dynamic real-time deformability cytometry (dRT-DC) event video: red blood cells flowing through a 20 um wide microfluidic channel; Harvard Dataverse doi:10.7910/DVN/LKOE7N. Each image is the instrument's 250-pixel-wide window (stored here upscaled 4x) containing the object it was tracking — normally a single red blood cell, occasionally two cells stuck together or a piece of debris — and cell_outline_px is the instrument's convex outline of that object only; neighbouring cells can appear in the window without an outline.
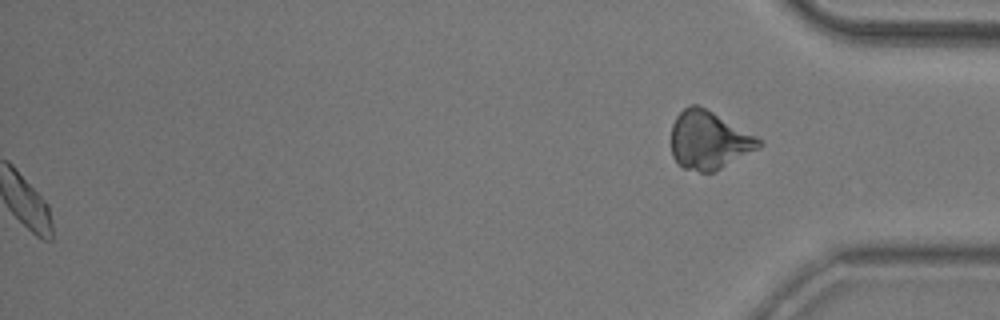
{"species": "common noctule bat (a hibernating species)", "species_latin": "Nyctalus noctula", "temperature_condition": "room temperature", "stored_images_in_passage": 49, "segment_of_instrument_passage": [2, 2], "camera_frame_rate_fps": 3000, "um_per_image_px": 0.085, "animal": {"sex": "male", "body_mass_g": 20.5, "forearm_length_mm": 52.5}, "frame": {"image": 1, "passage_image": 49, "time_ms": 16.0, "image_size_px": [1000, 320], "cell_outline_px": [[764, 144], [760, 148], [712, 172], [700, 172], [684, 168], [672, 156], [672, 124], [676, 116], [684, 108], [692, 104], [696, 104], [712, 112], [756, 136]], "centroid_in_image_um": [60.25, 11.92], "position_along_channel_um": 375.0, "area_um2": 29.25}}